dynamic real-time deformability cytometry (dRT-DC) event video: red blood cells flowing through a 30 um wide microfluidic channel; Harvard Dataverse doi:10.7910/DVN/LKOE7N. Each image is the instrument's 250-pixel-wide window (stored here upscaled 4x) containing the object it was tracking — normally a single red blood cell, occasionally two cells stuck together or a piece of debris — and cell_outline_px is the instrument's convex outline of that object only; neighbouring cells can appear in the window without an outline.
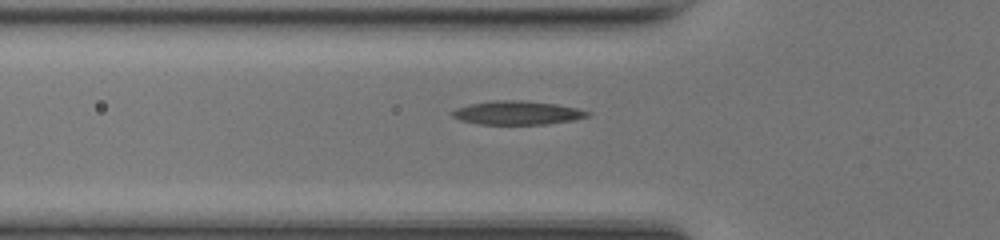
{"species": "common noctule bat (a hibernating species)", "species_latin": "Nyctalus noctula", "temperature_condition": "room temperature", "stored_images_in_passage": 35, "camera_frame_rate_fps": 3000, "um_per_image_px": 0.085, "animal": {"sex": "female", "body_mass_g": 17.0, "forearm_length_mm": 48.0}, "frame": {"image": 1, "passage_image": 6, "time_ms": 1.667, "image_size_px": [1000, 240], "cell_outline_px": [[592, 112], [588, 116], [572, 120], [544, 124], [480, 124], [460, 120], [452, 116], [452, 112], [456, 108], [468, 104], [492, 100], [520, 100], [556, 104], [576, 108]], "centroid_in_image_um": [43.94, 9.58], "position_along_channel_um": 81.9, "area_um2": 18.55}}
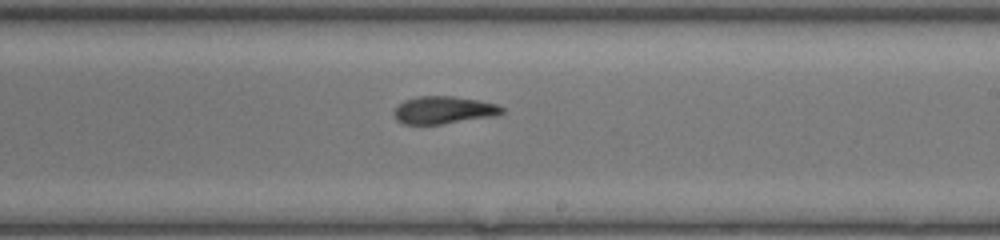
{"frame": {"image": 2, "passage_image": 18, "time_ms": 5.667, "image_size_px": [1000, 240], "cell_outline_px": [[504, 112], [492, 116], [440, 124], [404, 124], [396, 120], [392, 112], [404, 100], [416, 96], [452, 96], [476, 100], [496, 104], [504, 108]], "centroid_in_image_um": [37.66, 9.35], "position_along_channel_um": 251.3, "area_um2": 17.11}}
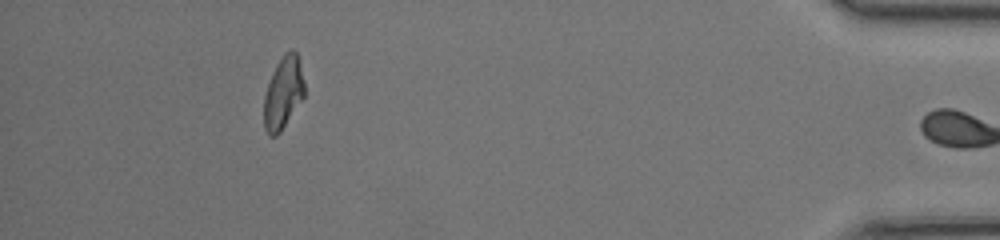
{"frame": {"image": 3, "passage_image": 34, "time_ms": 11.0, "image_size_px": [1000, 240], "cell_outline_px": [[304, 96], [280, 132], [276, 136], [268, 136], [264, 128], [264, 96], [272, 72], [276, 64], [284, 52], [292, 48], [296, 52], [300, 60], [304, 80]], "centroid_in_image_um": [24.07, 7.86], "position_along_channel_um": 411.1, "area_um2": 17.17}, "authors_computed_cell_mechanics": {"area_um2": 17.918, "velocity_mm_per_s": 4.2299, "shape_relaxation_time_tau1_ms": 9.3519, "shape_relaxation_time_tau2_ms": 2.0105, "deformation_change_tau1": 0.2655, "deformation_change_tau2": 0.0804}}